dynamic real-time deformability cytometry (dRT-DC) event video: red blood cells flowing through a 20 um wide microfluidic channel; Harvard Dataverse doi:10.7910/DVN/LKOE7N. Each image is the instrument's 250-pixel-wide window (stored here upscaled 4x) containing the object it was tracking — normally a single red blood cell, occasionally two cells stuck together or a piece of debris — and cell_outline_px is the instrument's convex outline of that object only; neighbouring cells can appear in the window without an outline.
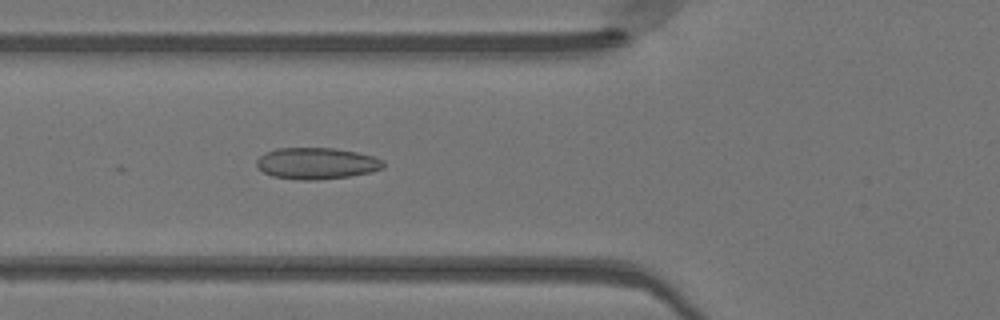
{"species": "Egyptian fruit bat (a non-hibernating species)", "species_latin": "Rousettus aegyptiacus", "temperature_condition": "warm", "stored_images_in_passage": 27, "camera_frame_rate_fps": 3000, "um_per_image_px": 0.085, "animal": {"sex": "female"}, "frame": {"image": 1, "passage_image": 18, "time_ms": 5.667, "image_size_px": [1000, 320], "cell_outline_px": [[384, 168], [372, 172], [348, 176], [316, 180], [296, 180], [272, 176], [264, 172], [256, 164], [256, 160], [264, 152], [276, 148], [336, 148], [356, 152], [372, 156], [384, 160]], "centroid_in_image_um": [26.91, 13.88], "position_along_channel_um": 98.9, "area_um2": 23.35}}
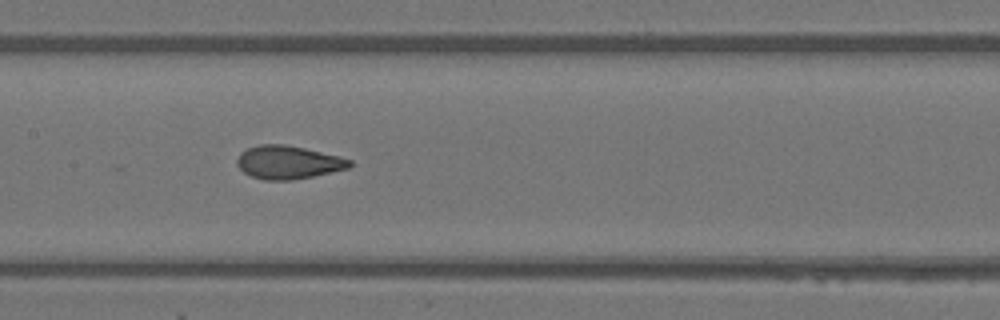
{"frame": {"image": 2, "passage_image": 24, "time_ms": 7.667, "image_size_px": [1000, 320], "cell_outline_px": [[352, 164], [348, 168], [312, 176], [292, 180], [264, 180], [252, 176], [244, 172], [236, 164], [236, 160], [240, 152], [248, 148], [260, 144], [284, 144], [304, 148], [340, 156], [352, 160]], "centroid_in_image_um": [24.48, 13.79], "position_along_channel_um": 182.9, "area_um2": 21.73}}
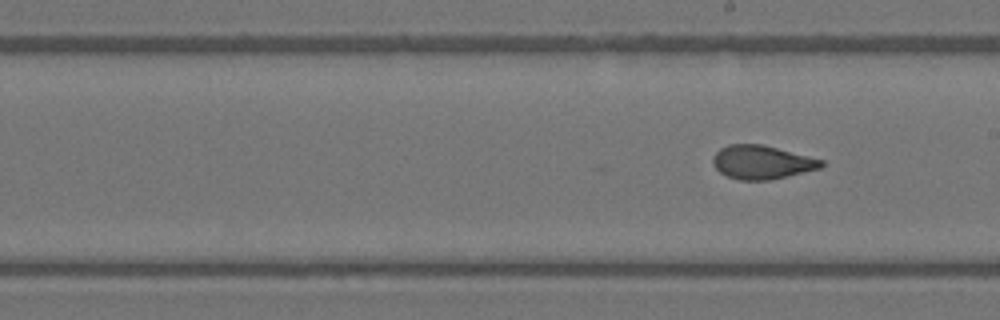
{"frame": {"image": 3, "passage_image": 27, "time_ms": 8.667, "image_size_px": [1000, 320], "cell_outline_px": [[824, 164], [820, 168], [788, 176], [768, 180], [740, 180], [728, 176], [720, 172], [712, 164], [712, 156], [720, 148], [728, 144], [760, 144], [824, 160]], "centroid_in_image_um": [64.72, 13.79], "position_along_channel_um": 224.3, "area_um2": 21.1}}